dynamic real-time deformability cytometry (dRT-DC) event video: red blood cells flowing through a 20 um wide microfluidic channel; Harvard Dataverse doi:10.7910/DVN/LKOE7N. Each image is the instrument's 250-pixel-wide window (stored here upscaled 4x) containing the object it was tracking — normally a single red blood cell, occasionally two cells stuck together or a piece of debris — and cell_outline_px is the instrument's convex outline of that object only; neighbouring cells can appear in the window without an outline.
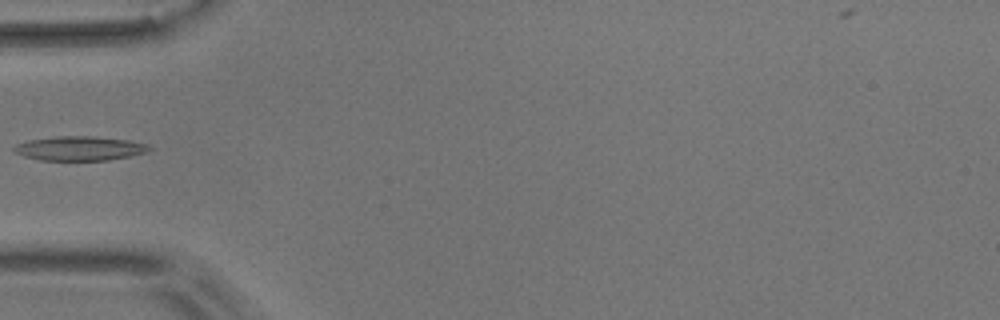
{"species": "common noctule bat (a hibernating species)", "species_latin": "Nyctalus noctula", "temperature_condition": "room temperature", "stored_images_in_passage": 3, "camera_frame_rate_fps": 3000, "um_per_image_px": 0.085, "animal": {"sex": "male", "body_mass_g": 17.9}, "frame": {"image": 1, "passage_image": 3, "time_ms": 5.333, "image_size_px": [1000, 320], "cell_outline_px": [[152, 148], [148, 152], [132, 156], [108, 160], [40, 160], [24, 156], [12, 152], [12, 148], [16, 144], [28, 140], [56, 136], [92, 136], [128, 140], [148, 144]], "centroid_in_image_um": [6.76, 12.61], "position_along_channel_um": 78.2, "area_um2": 19.31}}